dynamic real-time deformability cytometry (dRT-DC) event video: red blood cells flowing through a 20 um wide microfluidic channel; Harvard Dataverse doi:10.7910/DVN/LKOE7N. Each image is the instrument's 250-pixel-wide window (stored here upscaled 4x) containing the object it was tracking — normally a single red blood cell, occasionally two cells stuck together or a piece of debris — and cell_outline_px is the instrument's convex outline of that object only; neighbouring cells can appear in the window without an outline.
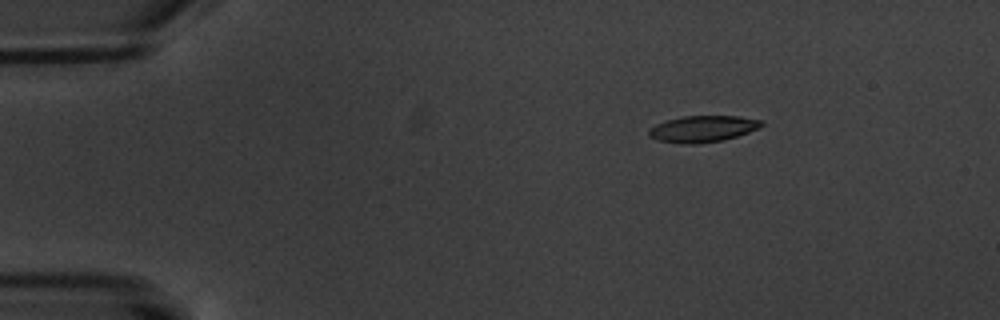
{"species": "common noctule bat (a hibernating species)", "species_latin": "Nyctalus noctula", "temperature_condition": "warm", "stored_images_in_passage": 4, "camera_frame_rate_fps": 3000, "um_per_image_px": 0.085, "animal": {"sex": "male", "body_mass_g": 20.1, "forearm_length_mm": 53.5}, "frame": {"image": 1, "passage_image": 1, "time_ms": 0.0, "image_size_px": [1000, 320], "cell_outline_px": [[764, 124], [760, 128], [724, 140], [696, 144], [684, 144], [660, 140], [648, 136], [648, 128], [656, 124], [668, 120], [684, 116], [740, 116], [764, 120]], "centroid_in_image_um": [59.76, 10.95], "position_along_channel_um": 25.2, "area_um2": 17.4}}
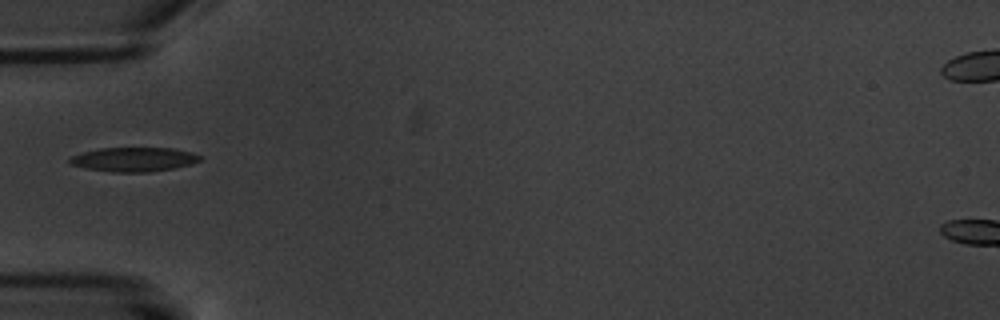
{"frame": {"image": 2, "passage_image": 4, "time_ms": 3.667, "image_size_px": [1000, 320], "cell_outline_px": [[200, 160], [192, 164], [172, 168], [148, 172], [112, 172], [84, 168], [72, 164], [68, 160], [72, 156], [84, 152], [100, 148], [172, 148], [192, 152], [200, 156]], "centroid_in_image_um": [11.38, 13.55], "position_along_channel_um": 73.6, "area_um2": 18.21}}